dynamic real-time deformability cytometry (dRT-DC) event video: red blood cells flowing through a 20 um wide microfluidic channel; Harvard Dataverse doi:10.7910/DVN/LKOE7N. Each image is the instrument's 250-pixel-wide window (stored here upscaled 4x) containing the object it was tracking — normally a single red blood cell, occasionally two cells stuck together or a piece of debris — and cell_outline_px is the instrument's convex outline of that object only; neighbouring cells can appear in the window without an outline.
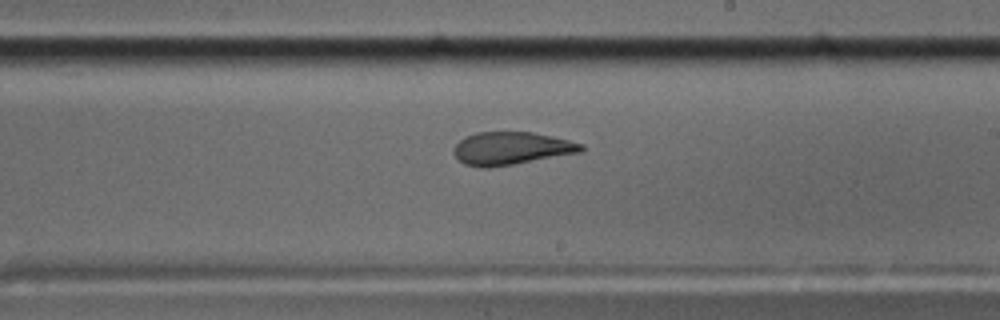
{"species": "common noctule bat (a hibernating species)", "species_latin": "Nyctalus noctula", "temperature_condition": "cold", "stored_images_in_passage": 16, "camera_frame_rate_fps": 3000, "um_per_image_px": 0.085, "animal": {"sex": "male", "body_mass_g": 17.5, "forearm_length_mm": 52.3}, "frame": {"image": 1, "passage_image": 10, "time_ms": 11.333, "image_size_px": [1000, 320], "cell_outline_px": [[584, 152], [488, 168], [480, 168], [464, 164], [452, 152], [452, 148], [464, 136], [476, 132], [532, 132], [552, 136], [584, 144]], "centroid_in_image_um": [43.45, 12.61], "position_along_channel_um": 245.6, "area_um2": 24.51}, "authors_computed_cell_mechanics": {"area_um2": 23.7847, "velocity_mm_per_s": 3.4571, "shape_relaxation_time_tau1_ms": null, "shape_relaxation_time_tau2_ms": 7.6561, "deformation_change_tau1": null, "deformation_change_tau2": 0.1024}}